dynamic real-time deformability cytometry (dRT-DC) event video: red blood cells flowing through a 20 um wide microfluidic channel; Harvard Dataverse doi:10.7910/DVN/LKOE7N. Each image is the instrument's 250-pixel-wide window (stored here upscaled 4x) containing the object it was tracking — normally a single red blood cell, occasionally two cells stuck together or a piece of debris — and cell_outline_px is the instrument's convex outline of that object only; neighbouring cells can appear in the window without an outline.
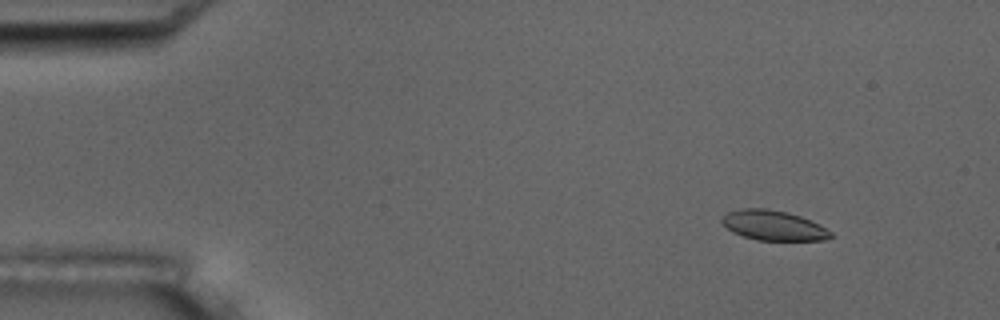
{"species": "common noctule bat (a hibernating species)", "species_latin": "Nyctalus noctula", "temperature_condition": "room temperature", "stored_images_in_passage": 5, "camera_frame_rate_fps": 3000, "um_per_image_px": 0.085, "animal": {"sex": "male", "body_mass_g": 17.5, "forearm_length_mm": 52.3}, "frame": {"image": 1, "passage_image": 2, "time_ms": 1.333, "image_size_px": [1000, 320], "cell_outline_px": [[832, 236], [824, 240], [756, 240], [732, 232], [720, 220], [728, 212], [740, 208], [768, 208], [788, 212], [800, 216], [820, 224], [832, 232]], "centroid_in_image_um": [65.75, 19.15], "position_along_channel_um": 19.3, "area_um2": 18.96}}
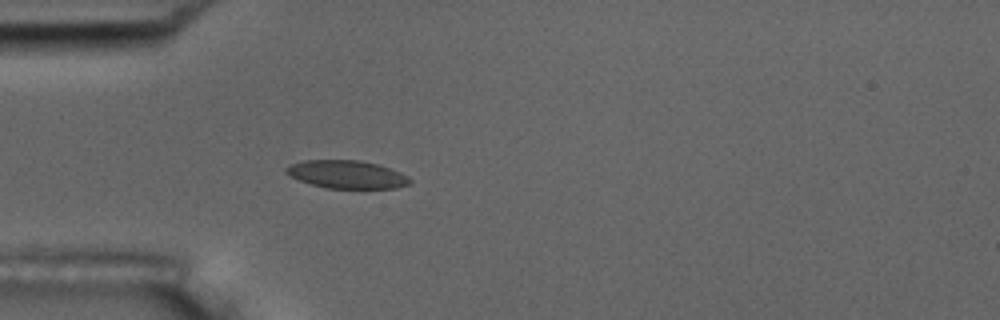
{"frame": {"image": 2, "passage_image": 5, "time_ms": 4.667, "image_size_px": [1000, 320], "cell_outline_px": [[412, 180], [408, 184], [396, 188], [328, 188], [312, 184], [300, 180], [284, 172], [284, 168], [288, 164], [304, 160], [360, 160], [376, 164], [400, 172], [408, 176]], "centroid_in_image_um": [29.45, 14.81], "position_along_channel_um": 55.5, "area_um2": 20.06}}